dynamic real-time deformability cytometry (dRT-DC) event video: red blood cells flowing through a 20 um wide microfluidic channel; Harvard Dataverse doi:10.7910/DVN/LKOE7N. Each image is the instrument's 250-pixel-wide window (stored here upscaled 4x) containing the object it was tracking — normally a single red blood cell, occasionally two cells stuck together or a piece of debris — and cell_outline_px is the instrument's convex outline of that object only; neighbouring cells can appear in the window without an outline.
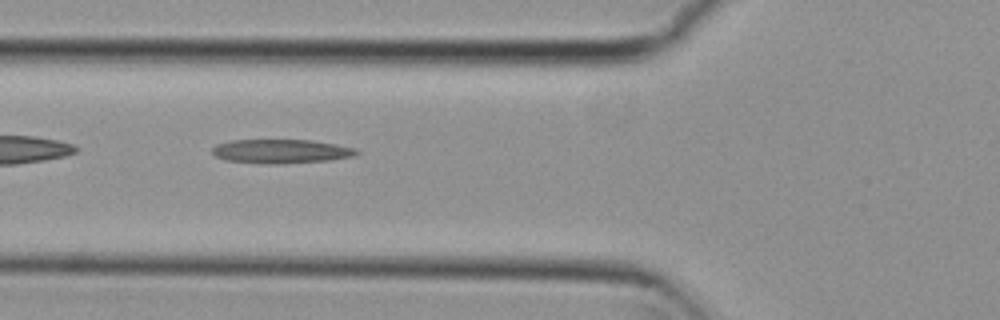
{"species": "common noctule bat (a hibernating species)", "species_latin": "Nyctalus noctula", "temperature_condition": "cold", "stored_images_in_passage": 3, "camera_frame_rate_fps": 3000, "um_per_image_px": 0.085, "animal": {"sex": "female", "body_mass_g": 29.2, "forearm_length_mm": 56.3}, "frame": {"image": 1, "passage_image": 2, "time_ms": 0.333, "image_size_px": [1000, 320], "cell_outline_px": [[360, 152], [356, 156], [332, 160], [280, 164], [268, 164], [224, 160], [216, 156], [212, 152], [212, 148], [216, 144], [232, 140], [312, 140], [336, 144], [356, 148]], "centroid_in_image_um": [23.93, 12.86], "position_along_channel_um": 101.9, "area_um2": 20.4}}
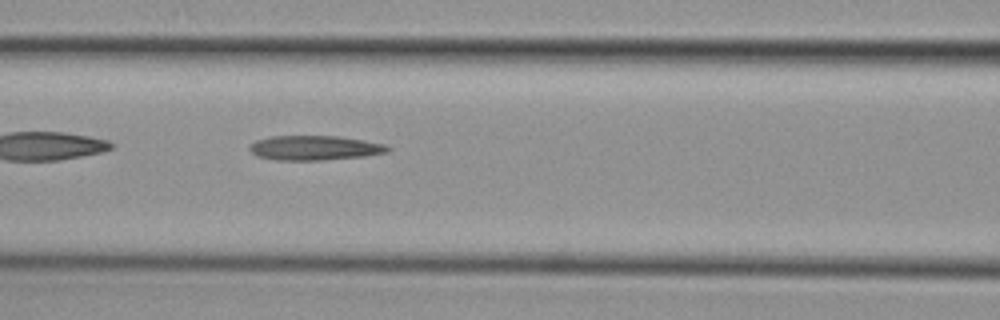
{"frame": {"image": 2, "passage_image": 3, "time_ms": 0.667, "image_size_px": [1000, 320], "cell_outline_px": [[392, 148], [388, 152], [364, 156], [320, 160], [276, 160], [256, 156], [248, 148], [256, 140], [272, 136], [336, 136], [384, 144]], "centroid_in_image_um": [26.72, 12.57], "position_along_channel_um": 139.9, "area_um2": 19.59}}